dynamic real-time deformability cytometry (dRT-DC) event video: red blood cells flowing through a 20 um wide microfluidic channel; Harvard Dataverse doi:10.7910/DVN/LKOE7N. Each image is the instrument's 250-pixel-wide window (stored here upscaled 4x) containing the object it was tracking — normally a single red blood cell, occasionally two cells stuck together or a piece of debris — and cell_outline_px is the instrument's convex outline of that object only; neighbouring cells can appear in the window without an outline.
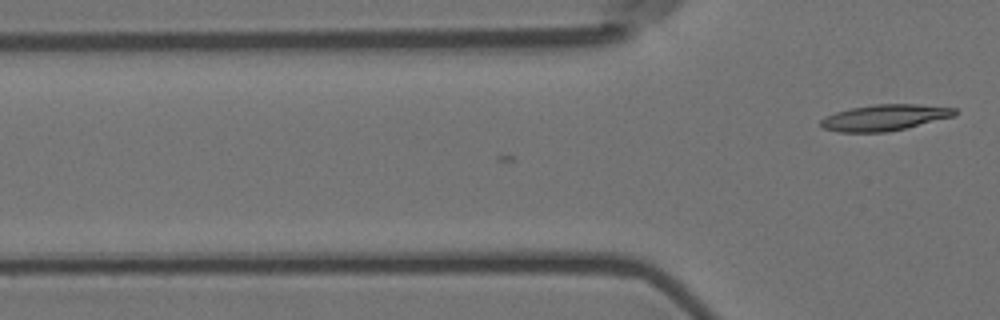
{"species": "Egyptian fruit bat (a non-hibernating species)", "species_latin": "Rousettus aegyptiacus", "temperature_condition": "room temperature", "stored_images_in_passage": 3, "camera_frame_rate_fps": 3000, "um_per_image_px": 0.085, "animal": {"sex": "female"}, "frame": {"image": 1, "passage_image": 3, "time_ms": 0.667, "image_size_px": [1000, 320], "cell_outline_px": [[956, 116], [904, 128], [884, 132], [840, 132], [824, 128], [820, 124], [820, 120], [824, 116], [836, 112], [852, 108], [876, 104], [916, 104], [956, 108]], "centroid_in_image_um": [75.19, 9.99], "position_along_channel_um": 50.6, "area_um2": 20.17}}